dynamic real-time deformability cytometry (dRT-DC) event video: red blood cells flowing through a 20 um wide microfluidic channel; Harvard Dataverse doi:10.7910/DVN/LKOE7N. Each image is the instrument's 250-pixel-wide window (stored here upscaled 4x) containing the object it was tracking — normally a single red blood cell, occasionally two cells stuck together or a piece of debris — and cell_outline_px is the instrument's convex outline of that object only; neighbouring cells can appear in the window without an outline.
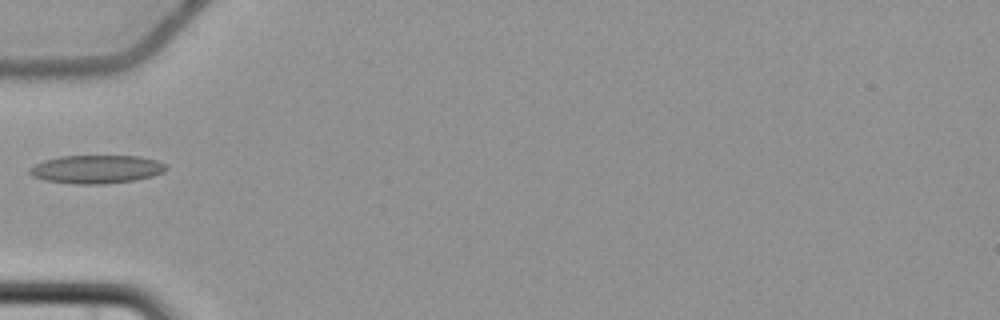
{"species": "common noctule bat (a hibernating species)", "species_latin": "Nyctalus noctula", "temperature_condition": "cold", "stored_images_in_passage": 6, "camera_frame_rate_fps": 3000, "um_per_image_px": 0.085, "animal": {"sex": "female", "body_mass_g": 22.7, "forearm_length_mm": 54.2}, "frame": {"image": 1, "passage_image": 6, "time_ms": 6.333, "image_size_px": [1000, 320], "cell_outline_px": [[168, 168], [164, 172], [152, 176], [136, 180], [104, 184], [72, 184], [44, 180], [32, 176], [28, 172], [28, 168], [44, 160], [60, 156], [140, 156], [156, 160], [164, 164]], "centroid_in_image_um": [8.18, 14.39], "position_along_channel_um": 76.8, "area_um2": 22.66}}